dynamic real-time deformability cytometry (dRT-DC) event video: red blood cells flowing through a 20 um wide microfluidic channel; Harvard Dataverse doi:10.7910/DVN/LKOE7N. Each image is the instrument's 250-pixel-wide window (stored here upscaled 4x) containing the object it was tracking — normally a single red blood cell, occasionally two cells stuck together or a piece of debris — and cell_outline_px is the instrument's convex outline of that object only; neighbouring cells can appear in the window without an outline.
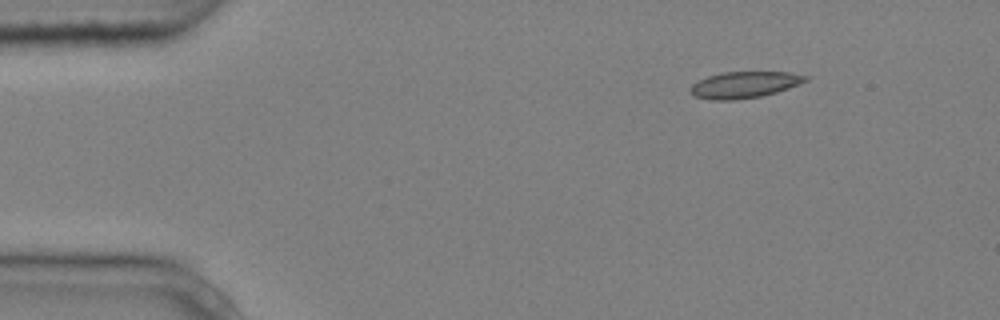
{"species": "common noctule bat (a hibernating species)", "species_latin": "Nyctalus noctula", "temperature_condition": "cold", "stored_images_in_passage": 8, "camera_frame_rate_fps": 3000, "um_per_image_px": 0.085, "animal": {"sex": "male", "body_mass_g": 20.4}, "frame": {"image": 1, "passage_image": 1, "time_ms": 0.0, "image_size_px": [1000, 320], "cell_outline_px": [[808, 80], [788, 88], [776, 92], [760, 96], [732, 100], [712, 100], [692, 96], [688, 92], [688, 88], [692, 84], [708, 76], [720, 72], [792, 72], [808, 76]], "centroid_in_image_um": [63.22, 7.2], "position_along_channel_um": 21.8, "area_um2": 17.8}}
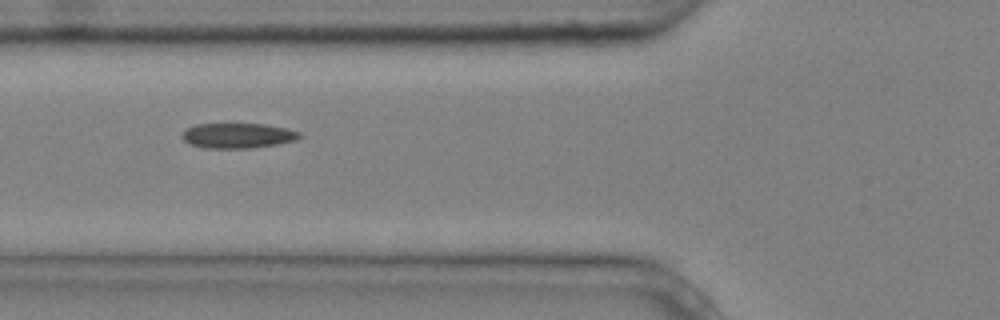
{"frame": {"image": 2, "passage_image": 4, "time_ms": 1.0, "image_size_px": [1000, 320], "cell_outline_px": [[304, 136], [296, 140], [276, 144], [252, 148], [204, 148], [188, 144], [180, 136], [188, 128], [196, 124], [264, 124], [288, 128], [300, 132]], "centroid_in_image_um": [20.23, 11.53], "position_along_channel_um": 105.6, "area_um2": 17.28}}
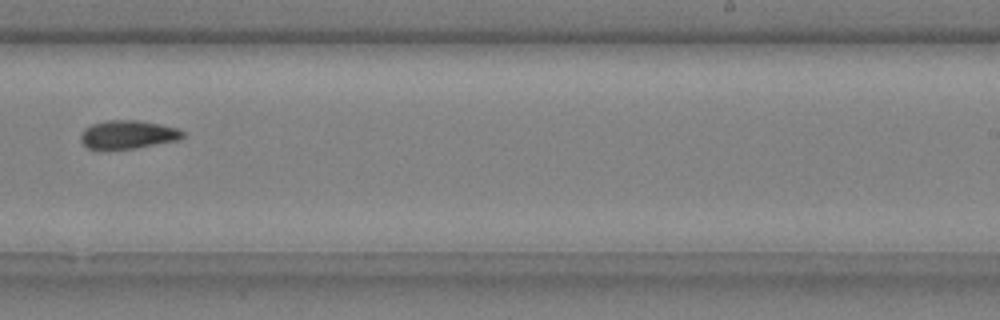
{"frame": {"image": 3, "passage_image": 8, "time_ms": 2.333, "image_size_px": [1000, 320], "cell_outline_px": [[184, 136], [180, 140], [136, 148], [88, 148], [80, 140], [80, 136], [84, 128], [92, 124], [108, 120], [140, 120], [160, 124], [176, 128], [184, 132]], "centroid_in_image_um": [10.89, 11.42], "position_along_channel_um": 278.1, "area_um2": 16.76}}